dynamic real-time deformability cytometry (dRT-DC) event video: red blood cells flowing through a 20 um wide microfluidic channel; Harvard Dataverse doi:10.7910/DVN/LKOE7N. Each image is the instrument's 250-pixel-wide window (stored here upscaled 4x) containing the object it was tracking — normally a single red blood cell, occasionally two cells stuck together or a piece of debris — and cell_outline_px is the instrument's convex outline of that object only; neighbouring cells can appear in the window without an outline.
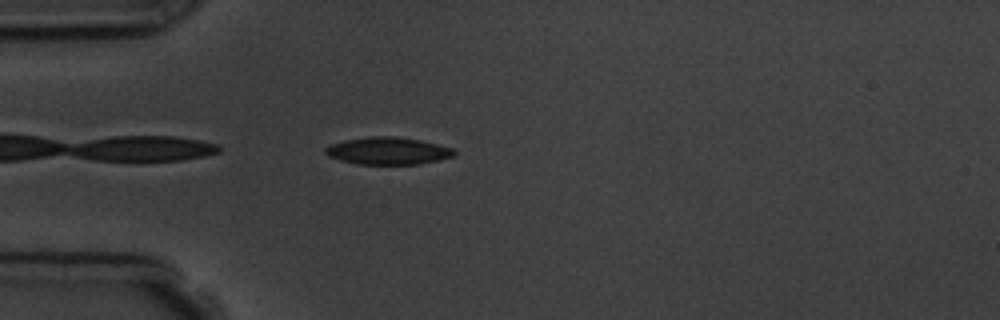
{"species": "common noctule bat (a hibernating species)", "species_latin": "Nyctalus noctula", "temperature_condition": "room temperature", "stored_images_in_passage": 6, "camera_frame_rate_fps": 3000, "um_per_image_px": 0.085, "animal": {"sex": "male", "body_mass_g": 19.5, "forearm_length_mm": 54.6}, "frame": {"image": 1, "passage_image": 5, "time_ms": 4.333, "image_size_px": [1000, 320], "cell_outline_px": [[456, 156], [420, 164], [356, 164], [340, 160], [328, 156], [324, 152], [324, 148], [332, 144], [344, 140], [372, 136], [396, 136], [420, 140], [452, 148], [456, 152]], "centroid_in_image_um": [32.97, 12.82], "position_along_channel_um": 52.0, "area_um2": 20.52}}